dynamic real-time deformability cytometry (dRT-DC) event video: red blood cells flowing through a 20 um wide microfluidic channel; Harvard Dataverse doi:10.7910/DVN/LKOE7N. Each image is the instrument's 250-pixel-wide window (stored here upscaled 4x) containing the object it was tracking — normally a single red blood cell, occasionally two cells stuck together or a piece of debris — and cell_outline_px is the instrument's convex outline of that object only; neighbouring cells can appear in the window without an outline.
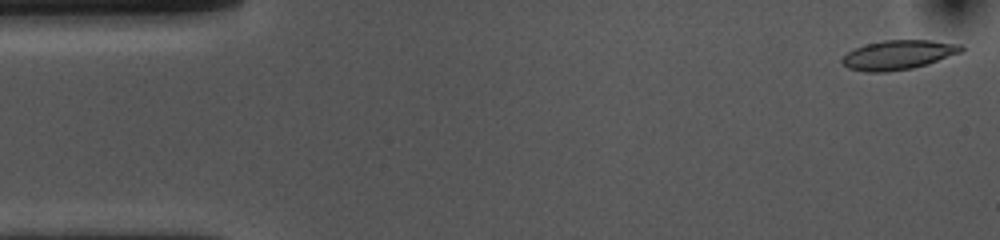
{"species": "common noctule bat (a hibernating species)", "species_latin": "Nyctalus noctula", "temperature_condition": "cold", "stored_images_in_passage": 53, "camera_frame_rate_fps": 3000, "um_per_image_px": 0.085, "animal": {"sex": "female", "body_mass_g": 10.0, "forearm_length_mm": 53.1}, "frame": {"image": 1, "passage_image": 1, "time_ms": 0.0, "image_size_px": [1000, 240], "cell_outline_px": [[964, 48], [960, 52], [928, 64], [912, 68], [884, 72], [864, 72], [848, 68], [840, 60], [848, 52], [856, 48], [868, 44], [884, 40], [932, 40], [960, 44]], "centroid_in_image_um": [76.35, 4.66], "position_along_channel_um": 8.6, "area_um2": 20.17}}
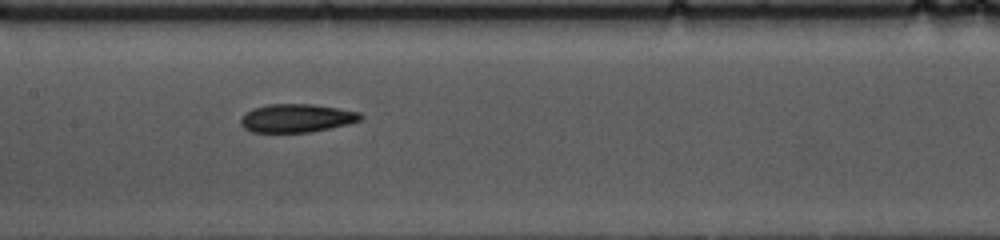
{"frame": {"image": 2, "passage_image": 24, "time_ms": 7.667, "image_size_px": [1000, 240], "cell_outline_px": [[364, 116], [360, 120], [348, 124], [308, 132], [252, 132], [244, 128], [240, 124], [240, 120], [244, 112], [252, 108], [268, 104], [312, 104], [360, 112]], "centroid_in_image_um": [25.17, 10.03], "position_along_channel_um": 182.2, "area_um2": 19.77}}
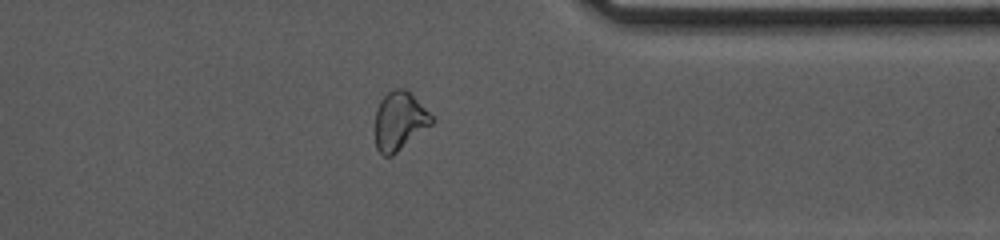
{"frame": {"image": 3, "passage_image": 41, "time_ms": 13.333, "image_size_px": [1000, 240], "cell_outline_px": [[436, 120], [432, 124], [392, 156], [384, 156], [376, 148], [376, 108], [380, 100], [388, 92], [396, 88], [404, 88], [436, 116]], "centroid_in_image_um": [34.0, 10.27], "position_along_channel_um": 377.4, "area_um2": 19.36}, "authors_computed_cell_mechanics": {"area_um2": 20.0566, "velocity_mm_per_s": 3.6455, "shape_relaxation_time_tau1_ms": 5.3987, "shape_relaxation_time_tau2_ms": 5.4723, "deformation_change_tau1": 0.1478, "deformation_change_tau2": 0.1261}}